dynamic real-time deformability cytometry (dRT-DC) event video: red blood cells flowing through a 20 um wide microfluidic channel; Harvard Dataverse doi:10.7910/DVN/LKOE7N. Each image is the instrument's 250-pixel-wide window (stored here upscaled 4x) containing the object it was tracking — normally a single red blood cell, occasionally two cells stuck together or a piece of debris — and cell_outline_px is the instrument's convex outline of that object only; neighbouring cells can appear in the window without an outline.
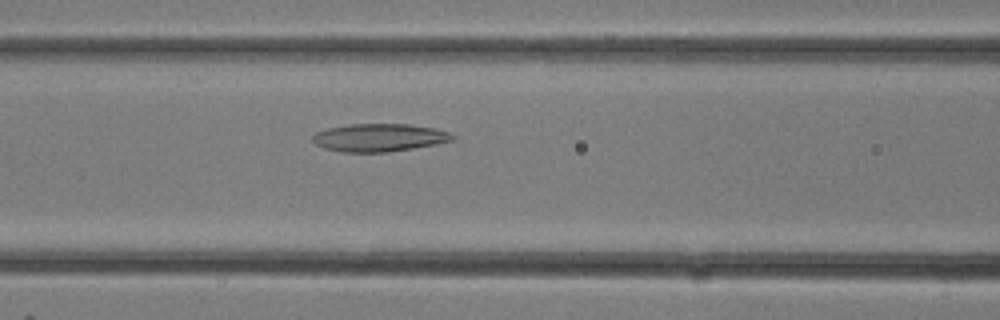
{"species": "common noctule bat (a hibernating species)", "species_latin": "Nyctalus noctula", "temperature_condition": "room temperature", "stored_images_in_passage": 10, "camera_frame_rate_fps": 3000, "um_per_image_px": 0.085, "animal": {"sex": "female"}, "frame": {"image": 1, "passage_image": 9, "time_ms": 2.667, "image_size_px": [1000, 320], "cell_outline_px": [[456, 140], [436, 144], [388, 152], [340, 152], [324, 148], [316, 144], [312, 140], [312, 136], [316, 132], [328, 128], [348, 124], [408, 124], [436, 128], [448, 132], [456, 136]], "centroid_in_image_um": [32.25, 11.69], "position_along_channel_um": 134.4, "area_um2": 22.83}}